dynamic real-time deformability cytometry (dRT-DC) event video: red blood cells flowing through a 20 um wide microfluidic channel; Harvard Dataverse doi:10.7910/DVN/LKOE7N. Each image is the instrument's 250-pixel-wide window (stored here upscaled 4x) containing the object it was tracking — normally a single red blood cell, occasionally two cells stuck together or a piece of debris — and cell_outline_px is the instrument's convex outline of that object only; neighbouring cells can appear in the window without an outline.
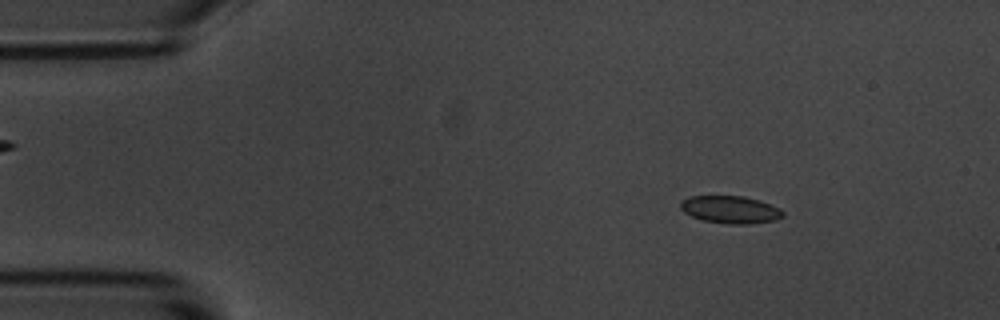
{"species": "common noctule bat (a hibernating species)", "species_latin": "Nyctalus noctula", "temperature_condition": "room temperature", "stored_images_in_passage": 6, "camera_frame_rate_fps": 3000, "um_per_image_px": 0.085, "animal": {"sex": "male", "body_mass_g": 20.1, "forearm_length_mm": 53.5}, "frame": {"image": 1, "passage_image": 2, "time_ms": 1.333, "image_size_px": [1000, 320], "cell_outline_px": [[784, 216], [776, 220], [748, 224], [728, 224], [704, 220], [692, 216], [684, 212], [680, 208], [680, 200], [692, 196], [744, 196], [780, 208], [784, 212]], "centroid_in_image_um": [62.07, 17.82], "position_along_channel_um": 22.9, "area_um2": 16.3}}
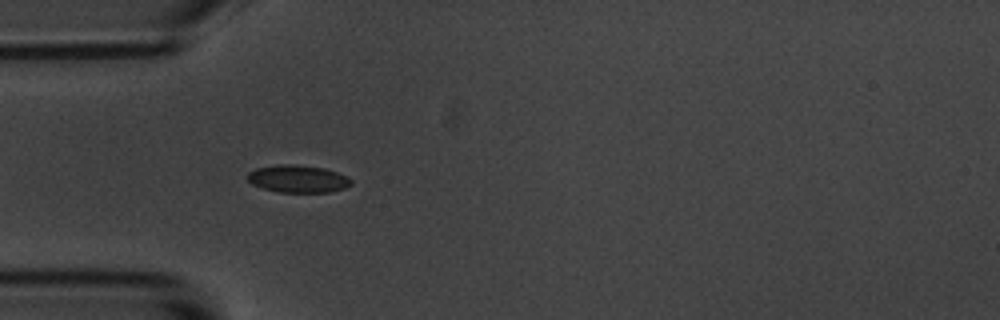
{"frame": {"image": 2, "passage_image": 4, "time_ms": 4.333, "image_size_px": [1000, 320], "cell_outline_px": [[352, 184], [344, 188], [328, 192], [280, 192], [264, 188], [252, 184], [244, 176], [248, 172], [256, 168], [280, 164], [292, 164], [324, 168], [336, 172], [352, 180]], "centroid_in_image_um": [25.28, 15.19], "position_along_channel_um": 59.7, "area_um2": 16.47}}
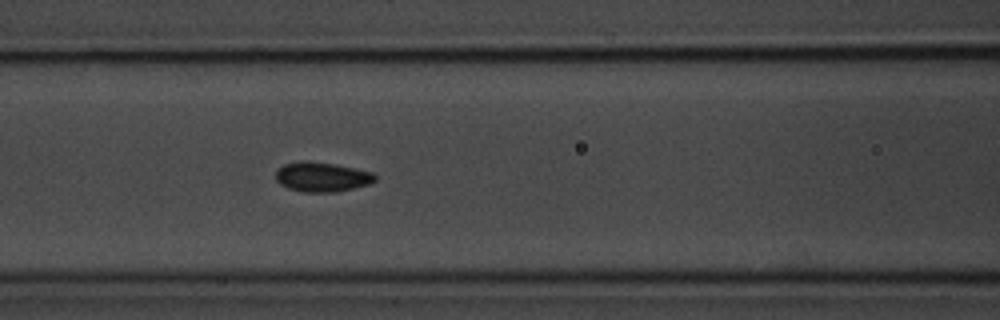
{"frame": {"image": 3, "passage_image": 6, "time_ms": 6.667, "image_size_px": [1000, 320], "cell_outline_px": [[376, 180], [368, 184], [336, 192], [304, 192], [288, 188], [280, 184], [276, 180], [276, 168], [284, 164], [300, 160], [308, 160], [336, 164], [372, 172], [376, 176]], "centroid_in_image_um": [27.32, 15.02], "position_along_channel_um": 139.3, "area_um2": 17.28}}